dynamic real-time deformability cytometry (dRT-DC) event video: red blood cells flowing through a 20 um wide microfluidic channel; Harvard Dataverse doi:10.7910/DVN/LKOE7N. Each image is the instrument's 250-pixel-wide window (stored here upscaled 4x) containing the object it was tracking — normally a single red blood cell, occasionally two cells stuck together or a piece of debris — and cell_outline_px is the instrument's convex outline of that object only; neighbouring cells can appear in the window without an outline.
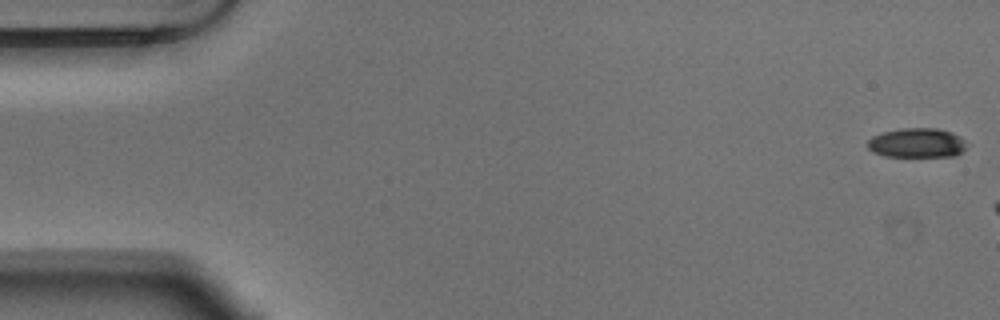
{"species": "Egyptian fruit bat (a non-hibernating species)", "species_latin": "Rousettus aegyptiacus", "temperature_condition": "warm", "stored_images_in_passage": 7, "camera_frame_rate_fps": 3000, "um_per_image_px": 0.085, "animal": {"sex": "male"}, "frame": {"image": 1, "passage_image": 1, "time_ms": 0.0, "image_size_px": [1000, 320], "cell_outline_px": [[964, 148], [956, 156], [884, 156], [872, 152], [868, 148], [868, 140], [872, 136], [884, 132], [900, 128], [936, 128], [952, 132], [960, 136], [964, 140]], "centroid_in_image_um": [77.91, 12.14], "position_along_channel_um": 7.1, "area_um2": 16.94}}